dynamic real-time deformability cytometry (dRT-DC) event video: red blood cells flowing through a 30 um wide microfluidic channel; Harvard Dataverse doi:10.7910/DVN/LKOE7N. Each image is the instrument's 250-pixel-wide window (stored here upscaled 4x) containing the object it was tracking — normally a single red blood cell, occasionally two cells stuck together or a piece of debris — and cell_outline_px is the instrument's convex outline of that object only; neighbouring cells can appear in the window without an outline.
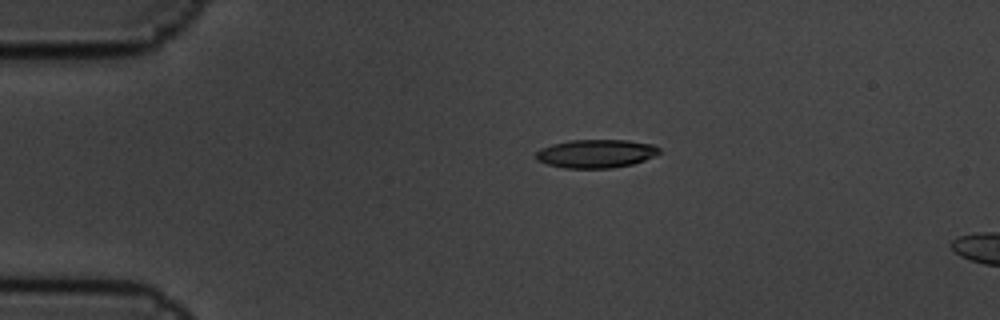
{"species": "common noctule bat (a hibernating species)", "species_latin": "Nyctalus noctula", "temperature_condition": "cold", "stored_images_in_passage": 6, "camera_frame_rate_fps": 3000, "um_per_image_px": 0.085, "animal": {"sex": "male", "body_mass_g": 19.5, "forearm_length_mm": 54.6}, "frame": {"image": 1, "passage_image": 2, "time_ms": 0.333, "image_size_px": [1000, 320], "cell_outline_px": [[660, 152], [656, 156], [632, 164], [612, 168], [564, 168], [548, 164], [536, 160], [536, 152], [540, 148], [552, 144], [568, 140], [628, 140], [652, 144], [660, 148]], "centroid_in_image_um": [50.66, 13.05], "position_along_channel_um": 34.3, "area_um2": 20.52}}
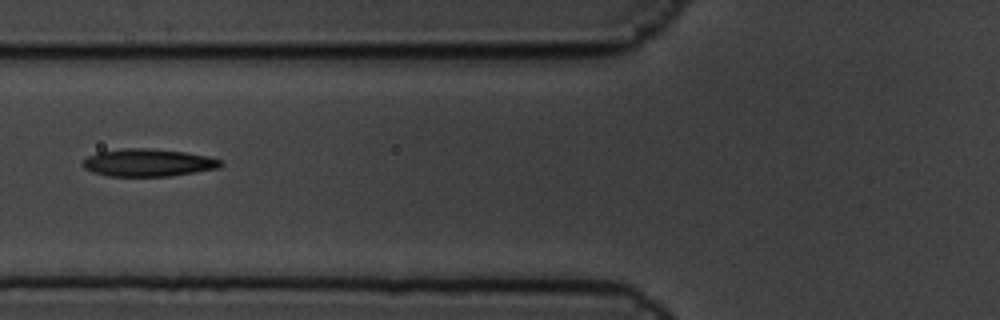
{"frame": {"image": 2, "passage_image": 5, "time_ms": 1.333, "image_size_px": [1000, 320], "cell_outline_px": [[224, 164], [220, 168], [172, 176], [108, 176], [92, 172], [84, 168], [80, 164], [88, 156], [96, 152], [128, 148], [148, 148], [184, 152], [208, 156], [220, 160]], "centroid_in_image_um": [12.58, 13.83], "position_along_channel_um": 113.2, "area_um2": 22.25}}
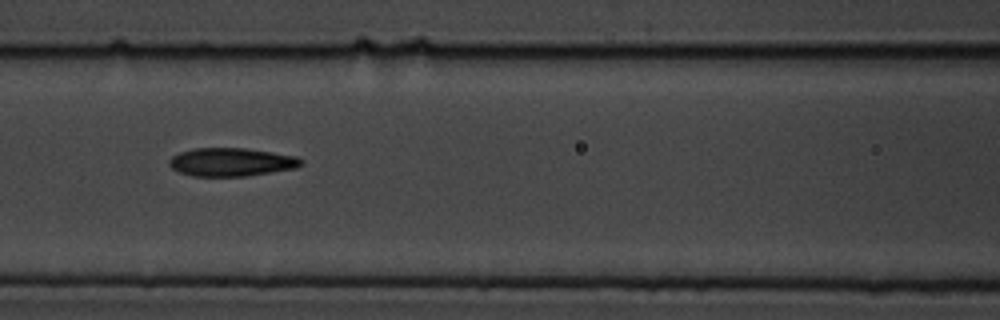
{"frame": {"image": 3, "passage_image": 6, "time_ms": 1.667, "image_size_px": [1000, 320], "cell_outline_px": [[304, 164], [296, 168], [244, 176], [192, 176], [180, 172], [172, 168], [168, 164], [168, 160], [172, 156], [180, 152], [196, 148], [244, 148], [296, 156], [304, 160]], "centroid_in_image_um": [19.66, 13.77], "position_along_channel_um": 146.9, "area_um2": 21.68}}